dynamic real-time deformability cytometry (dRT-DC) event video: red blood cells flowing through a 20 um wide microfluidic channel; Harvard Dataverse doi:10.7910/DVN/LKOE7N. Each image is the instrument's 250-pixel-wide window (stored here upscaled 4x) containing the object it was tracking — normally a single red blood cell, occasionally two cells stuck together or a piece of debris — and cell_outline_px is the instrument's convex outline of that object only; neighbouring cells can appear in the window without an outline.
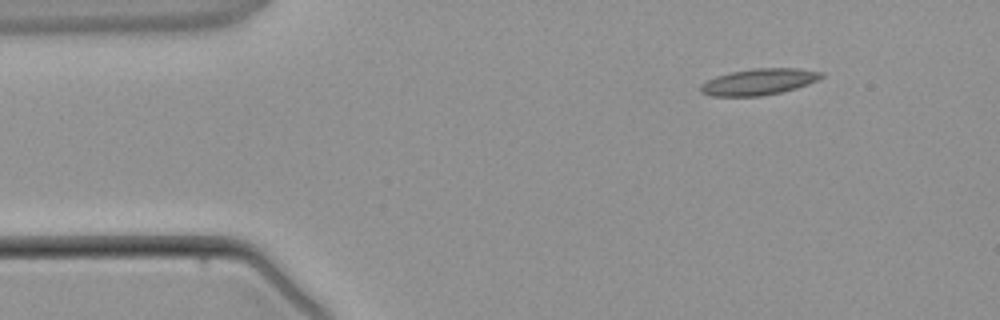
{"species": "common noctule bat (a hibernating species)", "species_latin": "Nyctalus noctula", "temperature_condition": "warm", "stored_images_in_passage": 3, "camera_frame_rate_fps": 3000, "um_per_image_px": 0.085, "animal": {"sex": "male", "body_mass_g": 21.5, "forearm_length_mm": 52.0}, "frame": {"image": 1, "passage_image": 1, "time_ms": 0.0, "image_size_px": [1000, 320], "cell_outline_px": [[824, 76], [820, 80], [796, 88], [780, 92], [760, 96], [712, 96], [700, 92], [700, 84], [716, 76], [732, 72], [752, 68], [796, 68], [824, 72]], "centroid_in_image_um": [64.53, 6.95], "position_along_channel_um": 20.5, "area_um2": 18.55}}
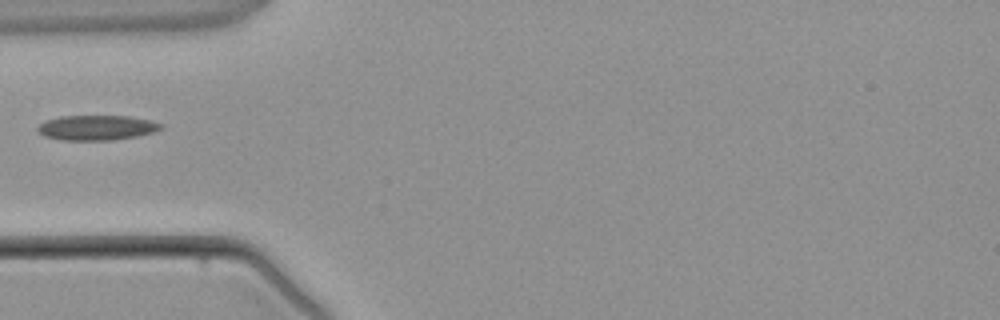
{"frame": {"image": 2, "passage_image": 3, "time_ms": 2.667, "image_size_px": [1000, 320], "cell_outline_px": [[164, 128], [152, 132], [136, 136], [112, 140], [60, 140], [44, 136], [36, 132], [36, 128], [44, 120], [60, 116], [128, 116], [148, 120], [164, 124]], "centroid_in_image_um": [8.17, 10.85], "position_along_channel_um": 76.8, "area_um2": 18.03}}